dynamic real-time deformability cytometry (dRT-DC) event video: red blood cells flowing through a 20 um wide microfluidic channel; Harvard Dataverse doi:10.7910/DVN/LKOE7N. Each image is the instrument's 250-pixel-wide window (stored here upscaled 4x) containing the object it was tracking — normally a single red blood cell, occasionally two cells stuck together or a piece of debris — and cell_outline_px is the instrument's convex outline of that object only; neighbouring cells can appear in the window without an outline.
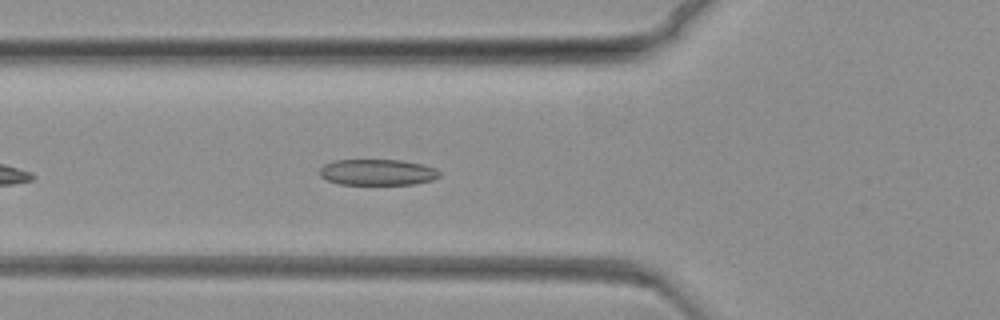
{"species": "common noctule bat (a hibernating species)", "species_latin": "Nyctalus noctula", "temperature_condition": "warm", "stored_images_in_passage": 56, "camera_frame_rate_fps": 3000, "um_per_image_px": 0.085, "animal": {"sex": "female", "body_mass_g": 19.3, "forearm_length_mm": 54.1}, "frame": {"image": 1, "passage_image": 10, "time_ms": 3.0, "image_size_px": [1000, 320], "cell_outline_px": [[440, 176], [432, 180], [412, 184], [340, 184], [328, 180], [320, 176], [320, 168], [324, 164], [336, 160], [400, 160], [424, 164], [436, 168], [440, 172]], "centroid_in_image_um": [32.11, 14.63], "position_along_channel_um": 93.7, "area_um2": 18.15}}
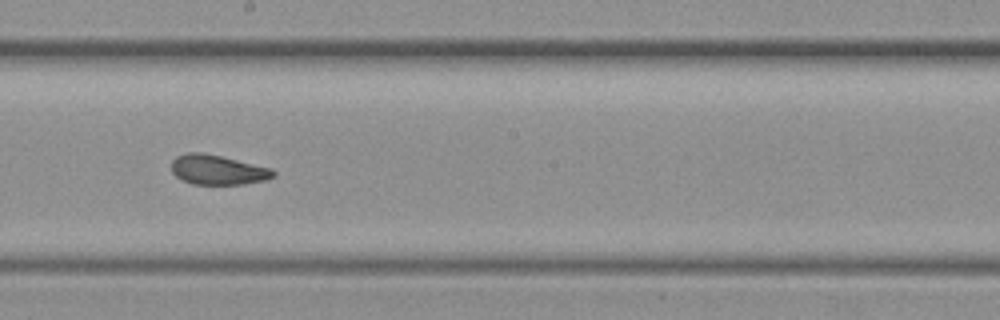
{"frame": {"image": 2, "passage_image": 25, "time_ms": 8.0, "image_size_px": [1000, 320], "cell_outline_px": [[276, 176], [264, 180], [244, 184], [192, 184], [180, 180], [172, 172], [172, 160], [176, 156], [188, 152], [200, 152], [220, 156], [272, 168], [276, 172]], "centroid_in_image_um": [18.5, 14.44], "position_along_channel_um": 229.7, "area_um2": 17.69}}
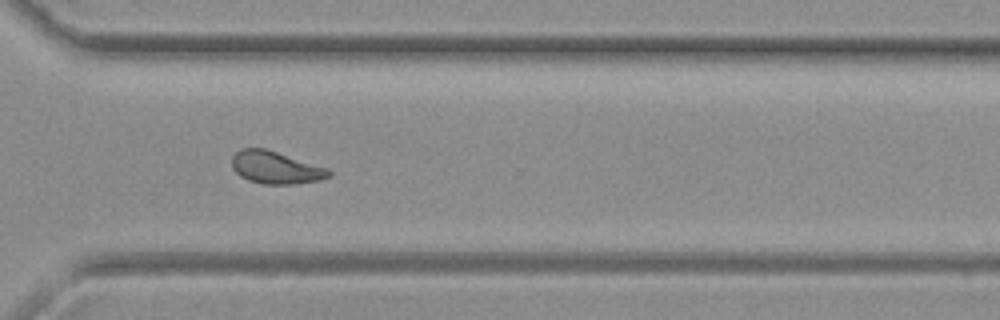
{"frame": {"image": 3, "passage_image": 38, "time_ms": 12.333, "image_size_px": [1000, 320], "cell_outline_px": [[332, 176], [320, 180], [292, 184], [264, 184], [248, 180], [240, 176], [232, 168], [232, 156], [240, 148], [264, 148], [328, 168], [332, 172]], "centroid_in_image_um": [23.43, 14.24], "position_along_channel_um": 347.2, "area_um2": 18.32}}